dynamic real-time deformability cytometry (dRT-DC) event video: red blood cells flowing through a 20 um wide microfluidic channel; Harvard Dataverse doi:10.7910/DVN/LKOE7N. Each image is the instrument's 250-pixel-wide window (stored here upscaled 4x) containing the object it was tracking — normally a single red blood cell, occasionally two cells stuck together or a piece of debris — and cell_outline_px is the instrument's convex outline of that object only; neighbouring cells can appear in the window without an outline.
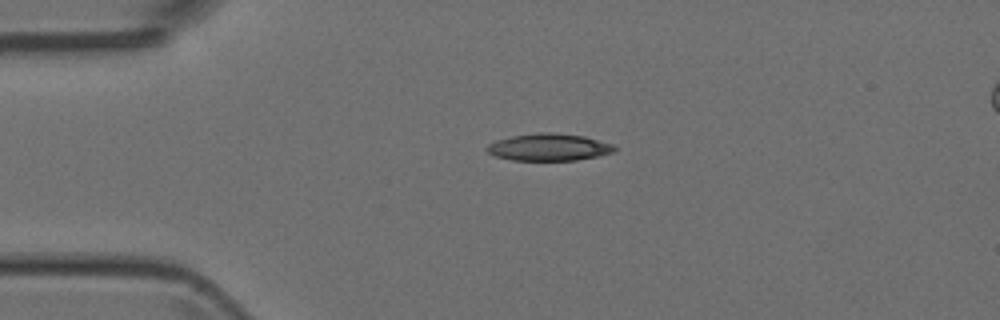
{"species": "Egyptian fruit bat (a non-hibernating species)", "species_latin": "Rousettus aegyptiacus", "temperature_condition": "room temperature", "stored_images_in_passage": 2, "camera_frame_rate_fps": 3000, "um_per_image_px": 0.085, "animal": {"sex": "female"}, "frame": {"image": 1, "passage_image": 1, "time_ms": 0.0, "image_size_px": [1000, 320], "cell_outline_px": [[616, 148], [612, 152], [596, 156], [576, 160], [512, 160], [496, 156], [488, 152], [484, 148], [488, 144], [496, 140], [512, 136], [540, 132], [548, 132], [584, 136], [616, 144]], "centroid_in_image_um": [46.65, 12.5], "position_along_channel_um": 38.3, "area_um2": 20.11}}